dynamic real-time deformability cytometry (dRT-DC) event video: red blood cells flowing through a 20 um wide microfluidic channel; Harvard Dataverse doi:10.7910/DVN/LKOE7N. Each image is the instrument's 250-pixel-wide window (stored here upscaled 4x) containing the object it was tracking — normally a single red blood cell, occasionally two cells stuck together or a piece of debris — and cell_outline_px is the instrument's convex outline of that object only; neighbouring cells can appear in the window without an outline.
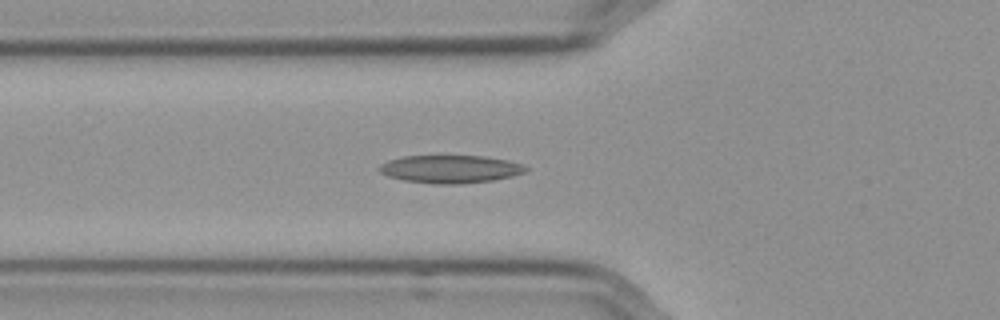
{"species": "Egyptian fruit bat (a non-hibernating species)", "species_latin": "Rousettus aegyptiacus", "temperature_condition": "cold", "stored_images_in_passage": 38, "camera_frame_rate_fps": 3000, "um_per_image_px": 0.085, "frame": {"image": 1, "passage_image": 2, "time_ms": 0.333, "image_size_px": [1000, 320], "cell_outline_px": [[528, 172], [512, 176], [492, 180], [464, 184], [436, 184], [404, 180], [388, 176], [380, 172], [376, 168], [380, 164], [388, 160], [404, 156], [484, 156], [508, 160], [524, 164], [528, 168]], "centroid_in_image_um": [38.3, 14.37], "position_along_channel_um": 87.5, "area_um2": 23.99}}
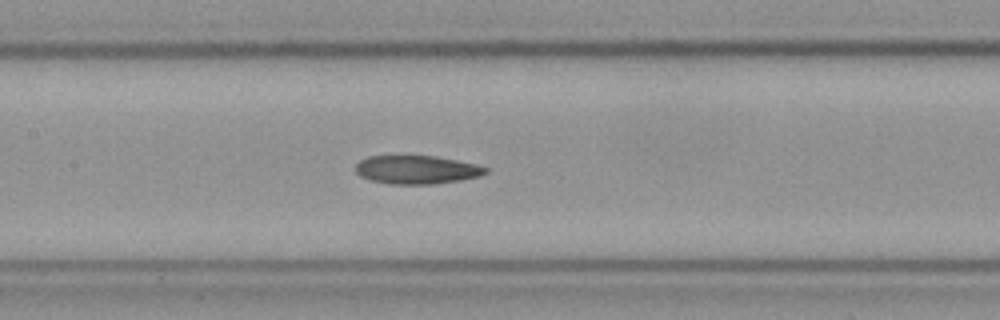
{"frame": {"image": 2, "passage_image": 9, "time_ms": 2.667, "image_size_px": [1000, 320], "cell_outline_px": [[488, 172], [480, 176], [460, 180], [432, 184], [388, 184], [372, 180], [360, 176], [356, 172], [356, 164], [360, 160], [368, 156], [436, 156], [476, 164], [488, 168]], "centroid_in_image_um": [35.42, 14.42], "position_along_channel_um": 172.0, "area_um2": 21.5}}
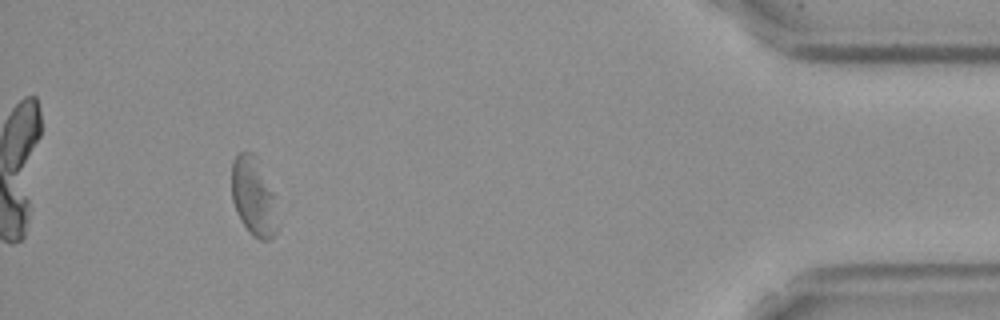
{"frame": {"image": 3, "passage_image": 34, "time_ms": 11.0, "image_size_px": [1000, 320], "cell_outline_px": [[276, 232], [268, 240], [260, 240], [252, 236], [248, 232], [240, 220], [236, 212], [232, 200], [232, 160], [240, 152], [252, 152], [256, 156], [272, 192], [276, 228]], "centroid_in_image_um": [21.49, 16.72], "position_along_channel_um": 413.7, "area_um2": 20.46}}